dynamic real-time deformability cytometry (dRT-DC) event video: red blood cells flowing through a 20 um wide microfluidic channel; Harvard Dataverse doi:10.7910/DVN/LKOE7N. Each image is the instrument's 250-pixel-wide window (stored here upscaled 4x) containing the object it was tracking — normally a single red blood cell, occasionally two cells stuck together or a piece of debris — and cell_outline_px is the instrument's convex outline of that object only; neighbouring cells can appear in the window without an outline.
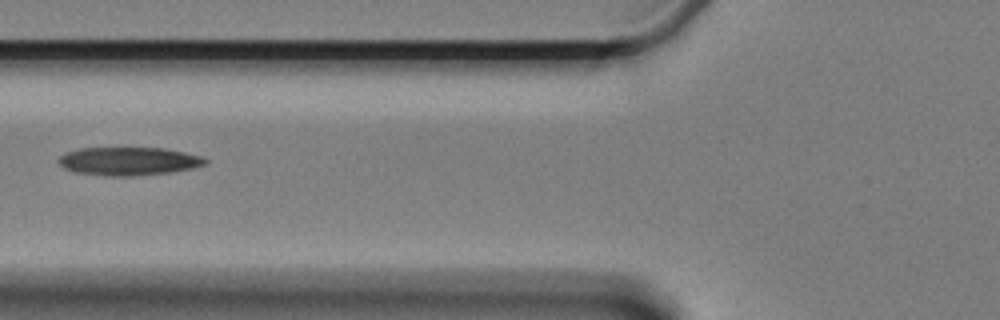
{"species": "Egyptian fruit bat (a non-hibernating species)", "species_latin": "Rousettus aegyptiacus", "temperature_condition": "cold", "stored_images_in_passage": 12, "camera_frame_rate_fps": 3000, "um_per_image_px": 0.085, "animal": {"sex": "female"}, "frame": {"image": 1, "passage_image": 3, "time_ms": 2.333, "image_size_px": [1000, 320], "cell_outline_px": [[208, 164], [192, 168], [168, 172], [132, 176], [108, 176], [76, 172], [64, 168], [60, 164], [60, 156], [64, 152], [80, 148], [164, 148], [184, 152], [200, 156], [208, 160]], "centroid_in_image_um": [10.94, 13.7], "position_along_channel_um": 114.9, "area_um2": 23.99}}
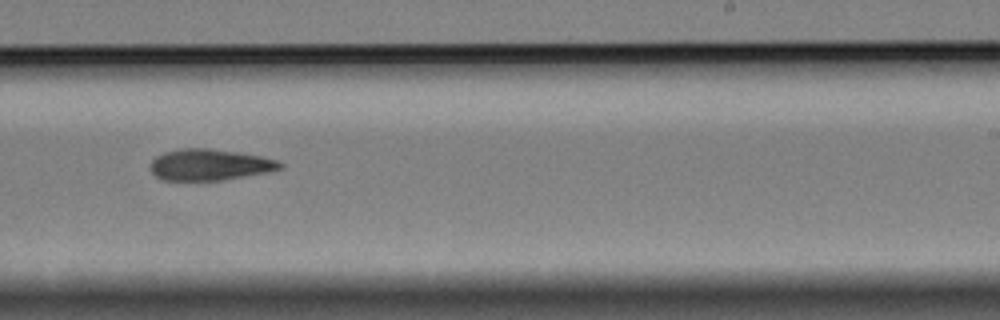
{"frame": {"image": 2, "passage_image": 7, "time_ms": 7.0, "image_size_px": [1000, 320], "cell_outline_px": [[284, 168], [268, 172], [220, 180], [164, 180], [156, 176], [152, 172], [152, 160], [156, 156], [164, 152], [180, 148], [208, 148], [236, 152], [260, 156], [276, 160], [284, 164]], "centroid_in_image_um": [17.83, 14.0], "position_along_channel_um": 271.2, "area_um2": 23.41}}
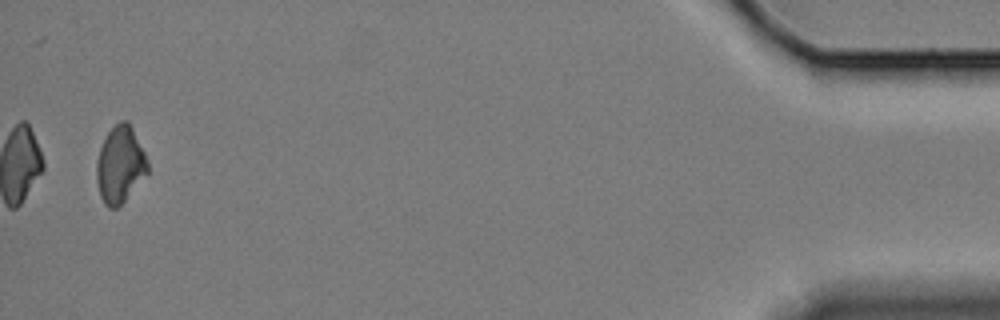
{"frame": {"image": 3, "passage_image": 12, "time_ms": 14.0, "image_size_px": [1000, 320], "cell_outline_px": [[148, 172], [124, 200], [116, 208], [108, 208], [104, 204], [100, 196], [96, 180], [96, 160], [100, 148], [108, 132], [120, 120], [128, 120], [148, 160]], "centroid_in_image_um": [10.19, 13.99], "position_along_channel_um": 425.0, "area_um2": 22.6}, "authors_computed_cell_mechanics": {"area_um2": 23.8425, "velocity_mm_per_s": 3.3639, "shape_relaxation_time_tau1_ms": 5.1973, "shape_relaxation_time_tau2_ms": 10.0758, "deformation_change_tau1": 0.1197, "deformation_change_tau2": 0.1902}}